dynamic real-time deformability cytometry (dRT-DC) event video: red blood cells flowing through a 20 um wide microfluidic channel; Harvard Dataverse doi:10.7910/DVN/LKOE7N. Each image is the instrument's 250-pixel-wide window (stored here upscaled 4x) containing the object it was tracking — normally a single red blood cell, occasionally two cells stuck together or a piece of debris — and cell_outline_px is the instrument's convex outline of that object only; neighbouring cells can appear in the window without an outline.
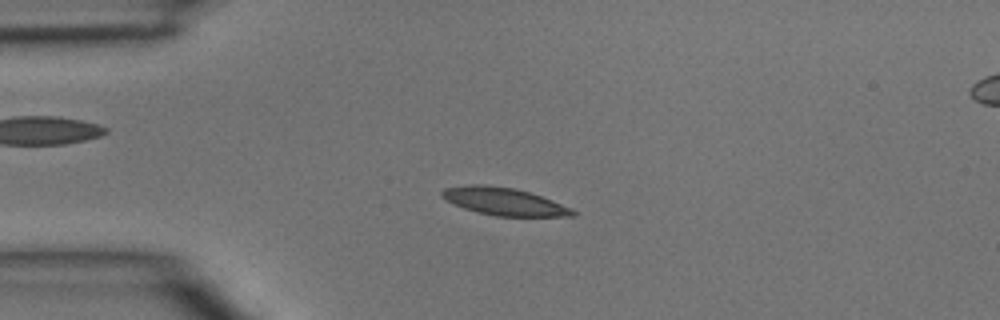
{"species": "common noctule bat (a hibernating species)", "species_latin": "Nyctalus noctula", "temperature_condition": "room temperature", "stored_images_in_passage": 47, "camera_frame_rate_fps": 3000, "um_per_image_px": 0.085, "animal": {"sex": "male", "body_mass_g": 15.6}, "frame": {"image": 1, "passage_image": 11, "time_ms": 3.333, "image_size_px": [1000, 320], "cell_outline_px": [[576, 216], [496, 216], [476, 212], [452, 204], [440, 196], [440, 192], [444, 188], [468, 184], [484, 184], [516, 188], [552, 200], [572, 208], [576, 212]], "centroid_in_image_um": [42.8, 17.12], "position_along_channel_um": 42.2, "area_um2": 21.15}}
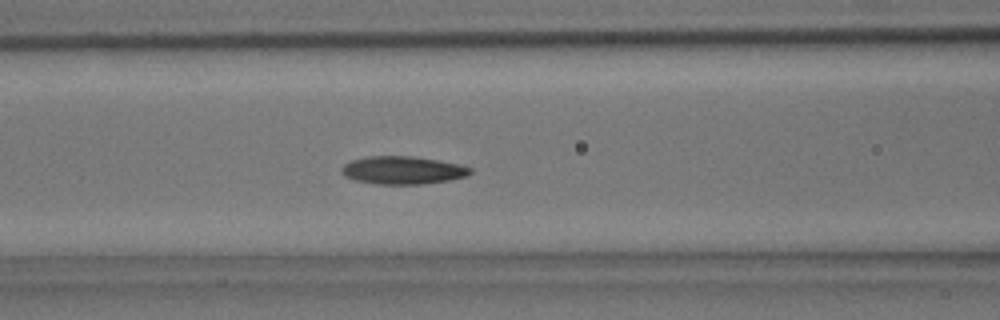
{"frame": {"image": 2, "passage_image": 19, "time_ms": 6.0, "image_size_px": [1000, 320], "cell_outline_px": [[472, 172], [468, 176], [448, 180], [424, 184], [376, 184], [356, 180], [344, 176], [340, 172], [340, 168], [344, 164], [352, 160], [368, 156], [412, 156], [460, 164], [472, 168]], "centroid_in_image_um": [34.22, 14.47], "position_along_channel_um": 132.4, "area_um2": 20.98}}
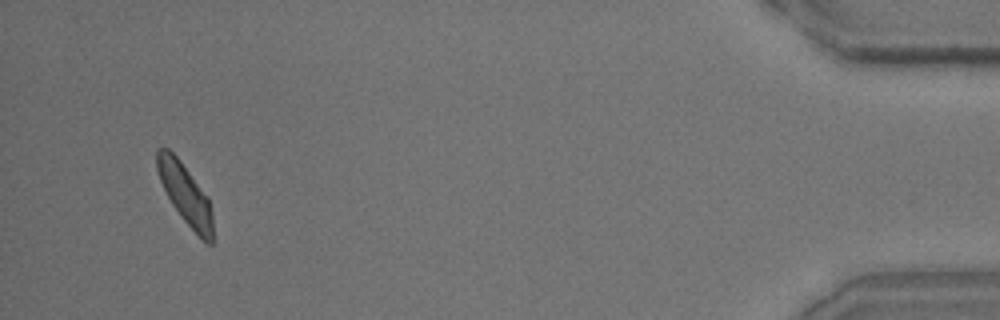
{"frame": {"image": 3, "passage_image": 45, "time_ms": 14.667, "image_size_px": [1000, 320], "cell_outline_px": [[216, 240], [212, 244], [208, 244], [180, 216], [172, 204], [160, 180], [156, 168], [156, 148], [168, 148], [180, 160], [208, 196], [212, 212]], "centroid_in_image_um": [15.79, 16.52], "position_along_channel_um": 419.4, "area_um2": 19.77}}